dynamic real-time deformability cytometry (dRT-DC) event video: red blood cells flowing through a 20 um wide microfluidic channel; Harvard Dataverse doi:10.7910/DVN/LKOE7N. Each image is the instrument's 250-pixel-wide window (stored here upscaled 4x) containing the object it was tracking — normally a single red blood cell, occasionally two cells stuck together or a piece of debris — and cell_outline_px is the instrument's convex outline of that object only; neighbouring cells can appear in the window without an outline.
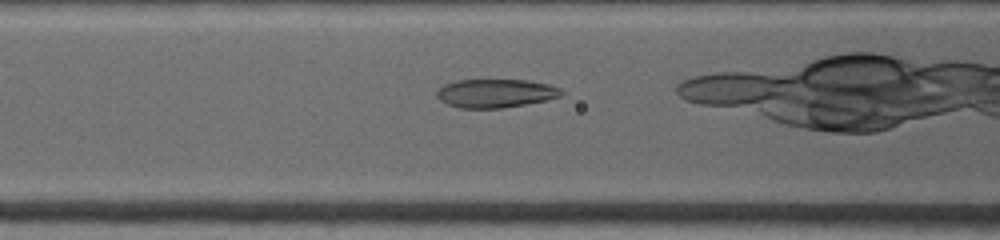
{"species": "common noctule bat (a hibernating species)", "species_latin": "Nyctalus noctula", "temperature_condition": "warm", "stored_images_in_passage": 8, "camera_frame_rate_fps": 4500, "um_per_image_px": 0.085, "animal": {"sex": "female", "body_mass_g": 19.0, "forearm_length_mm": 53.3}, "frame": {"image": 1, "passage_image": 4, "time_ms": 1.778, "image_size_px": [1000, 240], "cell_outline_px": [[564, 96], [548, 100], [528, 104], [504, 108], [460, 108], [448, 104], [440, 100], [436, 96], [436, 92], [444, 84], [456, 80], [528, 80], [548, 84], [560, 88], [564, 92]], "centroid_in_image_um": [42.17, 7.93], "position_along_channel_um": 124.4, "area_um2": 20.98}}
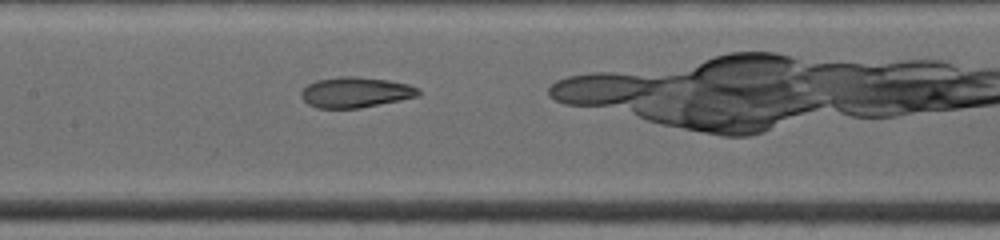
{"frame": {"image": 2, "passage_image": 7, "time_ms": 3.111, "image_size_px": [1000, 240], "cell_outline_px": [[420, 96], [360, 108], [316, 108], [308, 104], [300, 96], [300, 92], [308, 84], [316, 80], [340, 76], [356, 76], [388, 80], [408, 84], [420, 88]], "centroid_in_image_um": [30.22, 7.84], "position_along_channel_um": 177.2, "area_um2": 20.98}}